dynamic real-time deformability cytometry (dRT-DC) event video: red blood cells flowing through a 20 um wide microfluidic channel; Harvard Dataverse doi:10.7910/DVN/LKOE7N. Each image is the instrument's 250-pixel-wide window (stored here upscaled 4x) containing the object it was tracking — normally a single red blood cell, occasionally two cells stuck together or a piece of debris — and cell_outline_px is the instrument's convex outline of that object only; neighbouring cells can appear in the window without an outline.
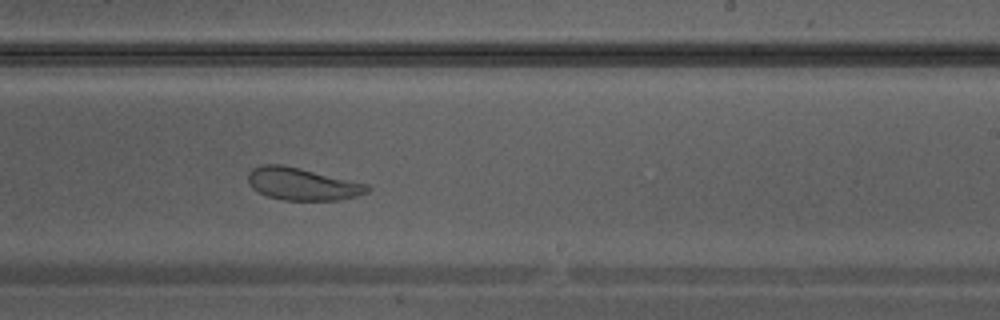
{"species": "Egyptian fruit bat (a non-hibernating species)", "species_latin": "Rousettus aegyptiacus", "temperature_condition": "warm", "stored_images_in_passage": 27, "camera_frame_rate_fps": 3000, "um_per_image_px": 0.085, "animal": {"sex": "male"}, "frame": {"image": 1, "passage_image": 12, "time_ms": 3.667, "image_size_px": [1000, 320], "cell_outline_px": [[372, 188], [368, 192], [356, 196], [340, 200], [284, 200], [268, 196], [252, 188], [248, 184], [248, 172], [252, 168], [260, 164], [280, 164], [300, 168], [368, 184]], "centroid_in_image_um": [25.68, 15.63], "position_along_channel_um": 263.3, "area_um2": 22.54}}